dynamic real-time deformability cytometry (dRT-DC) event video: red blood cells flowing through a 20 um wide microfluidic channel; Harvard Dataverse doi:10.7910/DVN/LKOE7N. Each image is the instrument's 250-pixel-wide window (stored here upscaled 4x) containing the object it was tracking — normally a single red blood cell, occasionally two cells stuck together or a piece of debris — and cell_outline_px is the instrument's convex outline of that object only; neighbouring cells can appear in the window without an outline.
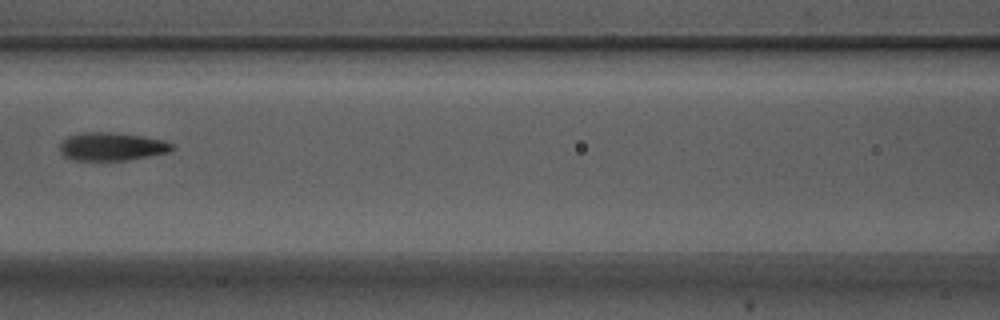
{"species": "Egyptian fruit bat (a non-hibernating species)", "species_latin": "Rousettus aegyptiacus", "temperature_condition": "warm", "stored_images_in_passage": 3, "camera_frame_rate_fps": 3000, "um_per_image_px": 0.085, "animal": {"sex": "male"}, "frame": {"image": 1, "passage_image": 3, "time_ms": 0.667, "image_size_px": [1000, 320], "cell_outline_px": [[176, 148], [168, 152], [128, 160], [72, 160], [64, 156], [60, 152], [60, 144], [68, 136], [80, 132], [112, 132], [140, 136], [164, 140], [172, 144]], "centroid_in_image_um": [9.48, 12.45], "position_along_channel_um": 157.1, "area_um2": 18.38}}